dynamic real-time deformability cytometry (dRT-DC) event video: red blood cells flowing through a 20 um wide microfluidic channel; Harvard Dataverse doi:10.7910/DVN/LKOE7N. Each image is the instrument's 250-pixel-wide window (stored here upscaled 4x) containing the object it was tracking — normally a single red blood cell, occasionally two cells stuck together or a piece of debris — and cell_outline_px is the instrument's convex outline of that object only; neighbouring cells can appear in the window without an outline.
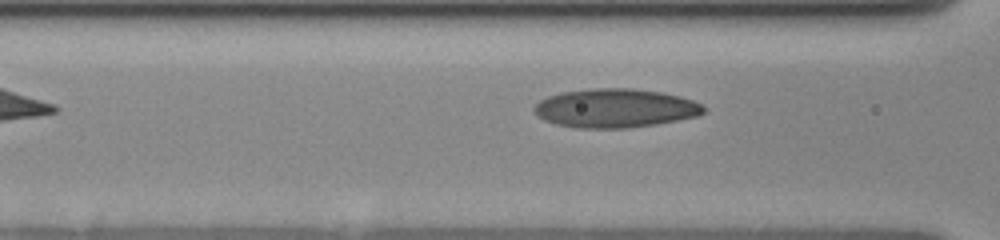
{"species": "human", "species_latin": "Homo sapiens", "temperature_condition": "cold", "stored_images_in_passage": 6, "camera_frame_rate_fps": 3000, "um_per_image_px": 0.085, "donor": {"sex": "female"}, "frame": {"image": 1, "passage_image": 6, "time_ms": 4.333, "image_size_px": [1000, 240], "cell_outline_px": [[704, 112], [696, 116], [656, 124], [628, 128], [576, 128], [556, 124], [544, 120], [532, 108], [540, 100], [548, 96], [560, 92], [592, 88], [632, 88], [660, 92], [680, 96], [692, 100], [700, 104], [704, 108]], "centroid_in_image_um": [52.26, 9.19], "position_along_channel_um": 114.3, "area_um2": 38.21}}